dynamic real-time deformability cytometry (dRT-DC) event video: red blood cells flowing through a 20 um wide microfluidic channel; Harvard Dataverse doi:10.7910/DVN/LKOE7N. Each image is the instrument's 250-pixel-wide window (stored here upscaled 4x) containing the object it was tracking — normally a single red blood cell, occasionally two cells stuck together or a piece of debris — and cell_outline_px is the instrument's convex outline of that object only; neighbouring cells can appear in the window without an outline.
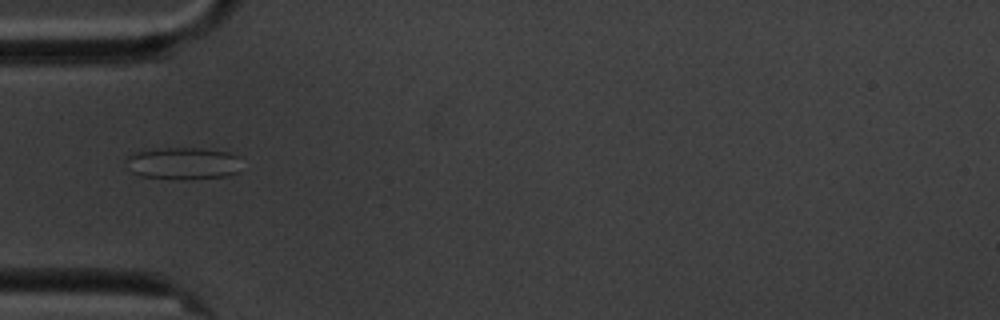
{"species": "common noctule bat (a hibernating species)", "species_latin": "Nyctalus noctula", "temperature_condition": "cold", "stored_images_in_passage": 3, "camera_frame_rate_fps": 3000, "um_per_image_px": 0.085, "animal": {"sex": "male", "body_mass_g": 20.1, "forearm_length_mm": 53.5}, "frame": {"image": 1, "passage_image": 1, "time_ms": 0.0, "image_size_px": [1000, 320], "cell_outline_px": [[240, 156], [236, 172], [224, 176], [192, 180], [180, 180], [140, 176], [132, 172], [124, 160], [132, 152], [168, 148], [200, 148], [228, 152]], "centroid_in_image_um": [15.52, 13.9], "position_along_channel_um": 69.5, "area_um2": 21.73}}
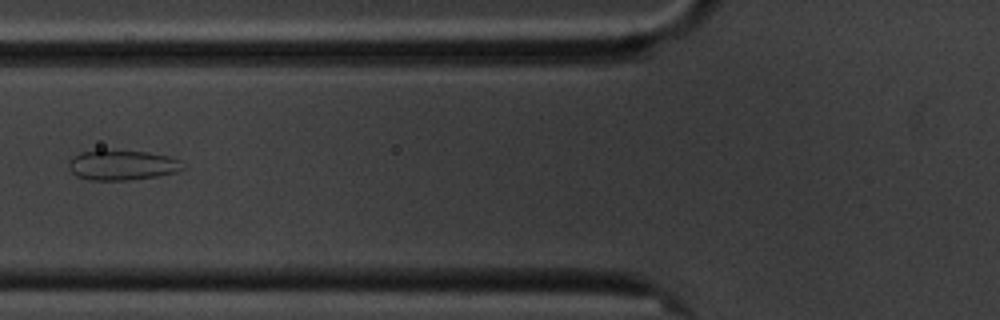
{"frame": {"image": 2, "passage_image": 2, "time_ms": 1.333, "image_size_px": [1000, 320], "cell_outline_px": [[184, 168], [176, 172], [156, 176], [128, 180], [88, 180], [76, 176], [68, 168], [68, 160], [72, 156], [80, 152], [100, 148], [104, 148], [148, 152], [168, 156], [180, 160]], "centroid_in_image_um": [10.3, 14.0], "position_along_channel_um": 115.5, "area_um2": 20.58}}